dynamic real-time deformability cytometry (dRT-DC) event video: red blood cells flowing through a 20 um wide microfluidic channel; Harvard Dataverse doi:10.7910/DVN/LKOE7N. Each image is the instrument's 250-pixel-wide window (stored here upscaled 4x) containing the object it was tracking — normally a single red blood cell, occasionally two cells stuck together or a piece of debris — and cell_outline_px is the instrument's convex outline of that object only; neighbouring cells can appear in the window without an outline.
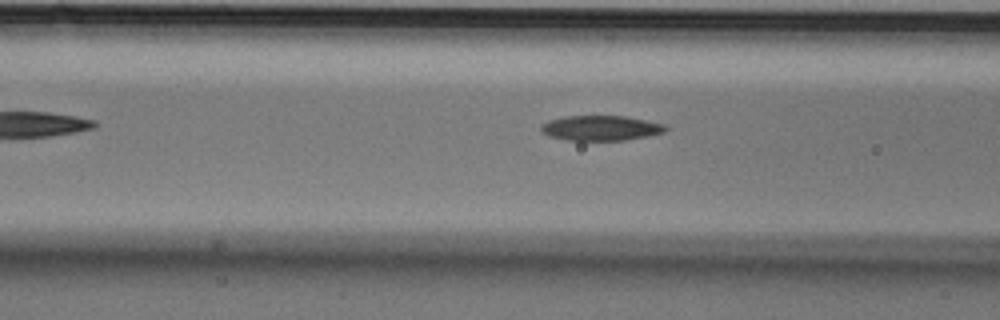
{"species": "Egyptian fruit bat (a non-hibernating species)", "species_latin": "Rousettus aegyptiacus", "temperature_condition": "cold", "stored_images_in_passage": 27, "camera_frame_rate_fps": 3000, "um_per_image_px": 0.085, "animal": {"sex": "male"}, "frame": {"image": 1, "passage_image": 4, "time_ms": 1.0, "image_size_px": [1000, 320], "cell_outline_px": [[668, 128], [664, 132], [648, 136], [624, 140], [568, 140], [548, 136], [540, 128], [540, 124], [548, 120], [564, 116], [624, 116], [664, 124]], "centroid_in_image_um": [51.04, 10.88], "position_along_channel_um": 115.6, "area_um2": 18.09}}
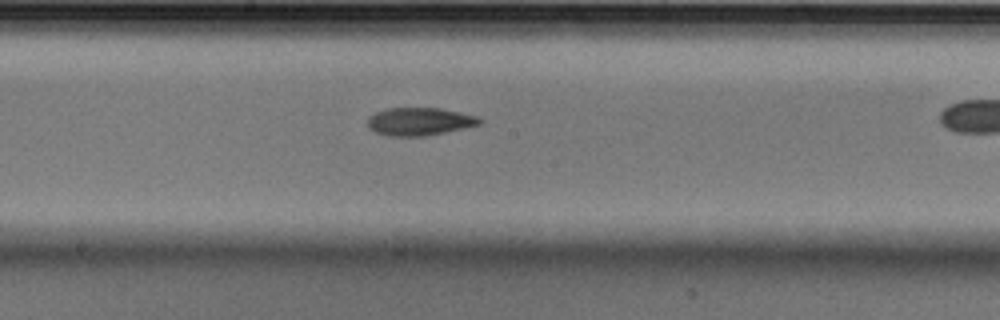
{"frame": {"image": 2, "passage_image": 12, "time_ms": 3.667, "image_size_px": [1000, 320], "cell_outline_px": [[484, 120], [480, 124], [464, 128], [424, 136], [388, 136], [376, 132], [368, 128], [368, 116], [376, 112], [388, 108], [440, 108], [460, 112], [476, 116]], "centroid_in_image_um": [35.65, 10.32], "position_along_channel_um": 212.6, "area_um2": 18.15}}
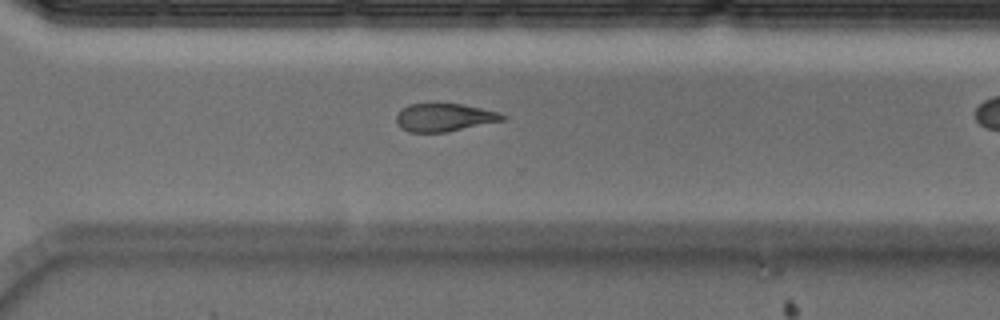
{"frame": {"image": 3, "passage_image": 22, "time_ms": 7.0, "image_size_px": [1000, 320], "cell_outline_px": [[508, 116], [504, 120], [448, 132], [408, 132], [400, 128], [396, 124], [396, 116], [400, 108], [408, 104], [460, 104], [500, 112]], "centroid_in_image_um": [37.74, 9.99], "position_along_channel_um": 332.9, "area_um2": 17.46}}